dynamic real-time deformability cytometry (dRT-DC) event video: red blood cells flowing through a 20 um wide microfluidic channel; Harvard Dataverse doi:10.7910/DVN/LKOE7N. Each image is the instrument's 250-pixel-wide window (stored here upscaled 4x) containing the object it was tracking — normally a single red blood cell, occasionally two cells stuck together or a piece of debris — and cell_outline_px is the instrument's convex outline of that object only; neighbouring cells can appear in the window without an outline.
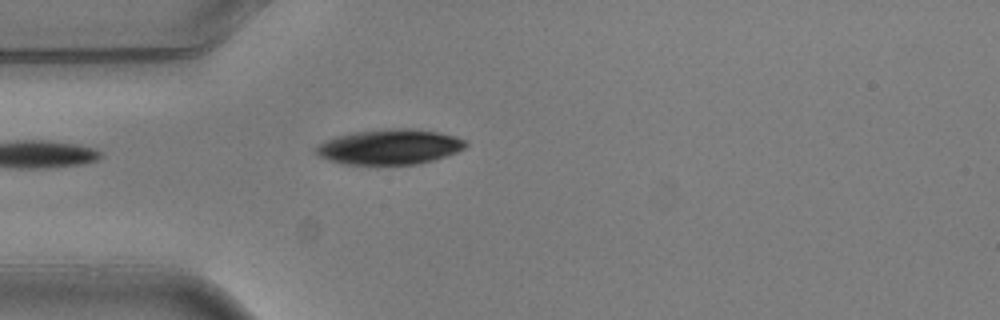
{"species": "common noctule bat (a hibernating species)", "species_latin": "Nyctalus noctula", "temperature_condition": "warm", "stored_images_in_passage": 4, "camera_frame_rate_fps": 3000, "um_per_image_px": 0.085, "animal": {"sex": "male", "body_mass_g": 20.5, "forearm_length_mm": 52.5}, "frame": {"image": 1, "passage_image": 4, "time_ms": 1.0, "image_size_px": [1000, 320], "cell_outline_px": [[468, 144], [464, 148], [456, 152], [420, 164], [376, 168], [344, 164], [328, 160], [320, 156], [316, 152], [316, 148], [324, 140], [336, 136], [352, 132], [388, 128], [412, 128], [436, 132], [456, 136], [464, 140]], "centroid_in_image_um": [33.08, 12.53], "position_along_channel_um": 51.9, "area_um2": 31.67}}